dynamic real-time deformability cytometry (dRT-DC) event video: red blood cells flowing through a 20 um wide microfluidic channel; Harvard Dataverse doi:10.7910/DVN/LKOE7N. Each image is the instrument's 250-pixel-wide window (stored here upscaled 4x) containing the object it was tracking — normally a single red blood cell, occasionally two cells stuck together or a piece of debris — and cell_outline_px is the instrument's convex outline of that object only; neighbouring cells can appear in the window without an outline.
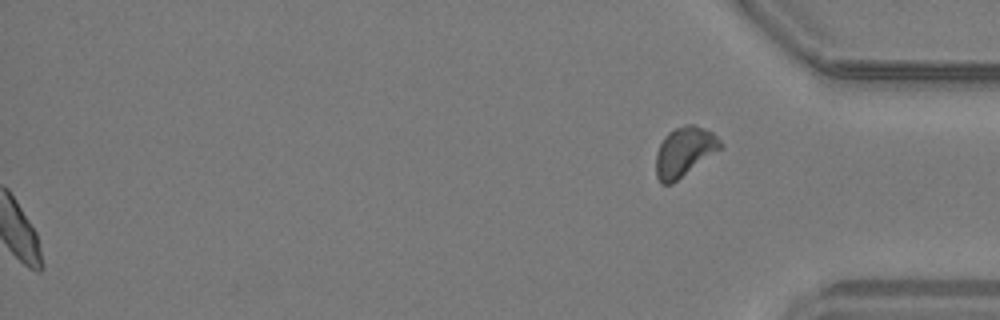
{"species": "common noctule bat (a hibernating species)", "species_latin": "Nyctalus noctula", "temperature_condition": "warm", "stored_images_in_passage": 39, "segment_of_instrument_passage": [2, 2], "camera_frame_rate_fps": 3000, "um_per_image_px": 0.085, "animal": {"sex": "male", "body_mass_g": 19.2, "forearm_length_mm": 51.8}, "frame": {"image": 1, "passage_image": 39, "time_ms": 12.667, "image_size_px": [1000, 320], "cell_outline_px": [[724, 144], [720, 148], [672, 184], [660, 184], [656, 176], [656, 152], [664, 136], [668, 132], [676, 128], [688, 124], [692, 124], [704, 128], [712, 132]], "centroid_in_image_um": [58.13, 12.9], "position_along_channel_um": 377.1, "area_um2": 18.32}}